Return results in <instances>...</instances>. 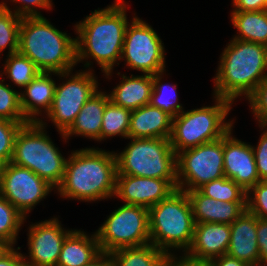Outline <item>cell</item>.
I'll list each match as a JSON object with an SVG mask.
<instances>
[{"label": "cell", "instance_id": "9", "mask_svg": "<svg viewBox=\"0 0 267 266\" xmlns=\"http://www.w3.org/2000/svg\"><path fill=\"white\" fill-rule=\"evenodd\" d=\"M102 252L150 243L149 210L124 204L111 212L95 232Z\"/></svg>", "mask_w": 267, "mask_h": 266}, {"label": "cell", "instance_id": "4", "mask_svg": "<svg viewBox=\"0 0 267 266\" xmlns=\"http://www.w3.org/2000/svg\"><path fill=\"white\" fill-rule=\"evenodd\" d=\"M18 52L41 72L54 75L73 70L76 38L55 28L45 17H24L19 28Z\"/></svg>", "mask_w": 267, "mask_h": 266}, {"label": "cell", "instance_id": "27", "mask_svg": "<svg viewBox=\"0 0 267 266\" xmlns=\"http://www.w3.org/2000/svg\"><path fill=\"white\" fill-rule=\"evenodd\" d=\"M131 112L109 101L104 109L100 141L117 135L128 138Z\"/></svg>", "mask_w": 267, "mask_h": 266}, {"label": "cell", "instance_id": "19", "mask_svg": "<svg viewBox=\"0 0 267 266\" xmlns=\"http://www.w3.org/2000/svg\"><path fill=\"white\" fill-rule=\"evenodd\" d=\"M187 194L196 224H232L247 209V202L216 201L203 195L199 190L187 191Z\"/></svg>", "mask_w": 267, "mask_h": 266}, {"label": "cell", "instance_id": "3", "mask_svg": "<svg viewBox=\"0 0 267 266\" xmlns=\"http://www.w3.org/2000/svg\"><path fill=\"white\" fill-rule=\"evenodd\" d=\"M221 53L214 78L216 97L230 100L247 99L267 76V46L232 39Z\"/></svg>", "mask_w": 267, "mask_h": 266}, {"label": "cell", "instance_id": "31", "mask_svg": "<svg viewBox=\"0 0 267 266\" xmlns=\"http://www.w3.org/2000/svg\"><path fill=\"white\" fill-rule=\"evenodd\" d=\"M203 195L222 202H247V192L232 179L222 177L198 189Z\"/></svg>", "mask_w": 267, "mask_h": 266}, {"label": "cell", "instance_id": "28", "mask_svg": "<svg viewBox=\"0 0 267 266\" xmlns=\"http://www.w3.org/2000/svg\"><path fill=\"white\" fill-rule=\"evenodd\" d=\"M3 67L0 78H2V74H7L6 78L11 79L15 85L22 88L27 86L41 72L27 56L19 52L7 55Z\"/></svg>", "mask_w": 267, "mask_h": 266}, {"label": "cell", "instance_id": "1", "mask_svg": "<svg viewBox=\"0 0 267 266\" xmlns=\"http://www.w3.org/2000/svg\"><path fill=\"white\" fill-rule=\"evenodd\" d=\"M126 2L115 0L105 9L94 10L83 21L75 24L76 62L90 57L101 67L104 76L110 79L113 67L121 60L124 36L129 24Z\"/></svg>", "mask_w": 267, "mask_h": 266}, {"label": "cell", "instance_id": "33", "mask_svg": "<svg viewBox=\"0 0 267 266\" xmlns=\"http://www.w3.org/2000/svg\"><path fill=\"white\" fill-rule=\"evenodd\" d=\"M4 81L5 79L0 80V118L23 125L28 123L20 106V92L11 89V85L5 84Z\"/></svg>", "mask_w": 267, "mask_h": 266}, {"label": "cell", "instance_id": "25", "mask_svg": "<svg viewBox=\"0 0 267 266\" xmlns=\"http://www.w3.org/2000/svg\"><path fill=\"white\" fill-rule=\"evenodd\" d=\"M231 21L238 30L234 39L267 46V10L231 11Z\"/></svg>", "mask_w": 267, "mask_h": 266}, {"label": "cell", "instance_id": "30", "mask_svg": "<svg viewBox=\"0 0 267 266\" xmlns=\"http://www.w3.org/2000/svg\"><path fill=\"white\" fill-rule=\"evenodd\" d=\"M4 2L0 3V54L8 47V55L18 52L19 28L22 21ZM1 56V55H0Z\"/></svg>", "mask_w": 267, "mask_h": 266}, {"label": "cell", "instance_id": "18", "mask_svg": "<svg viewBox=\"0 0 267 266\" xmlns=\"http://www.w3.org/2000/svg\"><path fill=\"white\" fill-rule=\"evenodd\" d=\"M256 228L257 216L246 209L230 224L231 237L226 254L249 266H260Z\"/></svg>", "mask_w": 267, "mask_h": 266}, {"label": "cell", "instance_id": "40", "mask_svg": "<svg viewBox=\"0 0 267 266\" xmlns=\"http://www.w3.org/2000/svg\"><path fill=\"white\" fill-rule=\"evenodd\" d=\"M233 11L267 10V0H232Z\"/></svg>", "mask_w": 267, "mask_h": 266}, {"label": "cell", "instance_id": "29", "mask_svg": "<svg viewBox=\"0 0 267 266\" xmlns=\"http://www.w3.org/2000/svg\"><path fill=\"white\" fill-rule=\"evenodd\" d=\"M163 74L164 71L153 75V91L149 104L176 117L183 111V106L178 102L177 84H162Z\"/></svg>", "mask_w": 267, "mask_h": 266}, {"label": "cell", "instance_id": "6", "mask_svg": "<svg viewBox=\"0 0 267 266\" xmlns=\"http://www.w3.org/2000/svg\"><path fill=\"white\" fill-rule=\"evenodd\" d=\"M46 123L41 118L21 126L10 162L30 169L56 189L62 182L67 159L45 132Z\"/></svg>", "mask_w": 267, "mask_h": 266}, {"label": "cell", "instance_id": "38", "mask_svg": "<svg viewBox=\"0 0 267 266\" xmlns=\"http://www.w3.org/2000/svg\"><path fill=\"white\" fill-rule=\"evenodd\" d=\"M260 128L265 131L261 134L258 145L252 146V149L260 181H267V126Z\"/></svg>", "mask_w": 267, "mask_h": 266}, {"label": "cell", "instance_id": "21", "mask_svg": "<svg viewBox=\"0 0 267 266\" xmlns=\"http://www.w3.org/2000/svg\"><path fill=\"white\" fill-rule=\"evenodd\" d=\"M109 101L106 92H95L81 108L72 125L64 133L59 132L65 142L72 135L100 141L104 109Z\"/></svg>", "mask_w": 267, "mask_h": 266}, {"label": "cell", "instance_id": "32", "mask_svg": "<svg viewBox=\"0 0 267 266\" xmlns=\"http://www.w3.org/2000/svg\"><path fill=\"white\" fill-rule=\"evenodd\" d=\"M26 218L2 195H0V239L16 244L20 228Z\"/></svg>", "mask_w": 267, "mask_h": 266}, {"label": "cell", "instance_id": "45", "mask_svg": "<svg viewBox=\"0 0 267 266\" xmlns=\"http://www.w3.org/2000/svg\"><path fill=\"white\" fill-rule=\"evenodd\" d=\"M12 248L13 246L10 243L3 239H0V259L5 256Z\"/></svg>", "mask_w": 267, "mask_h": 266}, {"label": "cell", "instance_id": "41", "mask_svg": "<svg viewBox=\"0 0 267 266\" xmlns=\"http://www.w3.org/2000/svg\"><path fill=\"white\" fill-rule=\"evenodd\" d=\"M21 247H13L5 256L0 259V266H25L23 253L18 252Z\"/></svg>", "mask_w": 267, "mask_h": 266}, {"label": "cell", "instance_id": "46", "mask_svg": "<svg viewBox=\"0 0 267 266\" xmlns=\"http://www.w3.org/2000/svg\"><path fill=\"white\" fill-rule=\"evenodd\" d=\"M3 167H4V163L0 160V175L2 173Z\"/></svg>", "mask_w": 267, "mask_h": 266}, {"label": "cell", "instance_id": "39", "mask_svg": "<svg viewBox=\"0 0 267 266\" xmlns=\"http://www.w3.org/2000/svg\"><path fill=\"white\" fill-rule=\"evenodd\" d=\"M256 232L259 246L260 266H267V219L257 217Z\"/></svg>", "mask_w": 267, "mask_h": 266}, {"label": "cell", "instance_id": "7", "mask_svg": "<svg viewBox=\"0 0 267 266\" xmlns=\"http://www.w3.org/2000/svg\"><path fill=\"white\" fill-rule=\"evenodd\" d=\"M215 105L182 111L172 119L170 144L176 154L222 138L233 128L226 117L232 108L230 100L216 97Z\"/></svg>", "mask_w": 267, "mask_h": 266}, {"label": "cell", "instance_id": "36", "mask_svg": "<svg viewBox=\"0 0 267 266\" xmlns=\"http://www.w3.org/2000/svg\"><path fill=\"white\" fill-rule=\"evenodd\" d=\"M252 114L259 126H267V76L259 83L254 92L247 98Z\"/></svg>", "mask_w": 267, "mask_h": 266}, {"label": "cell", "instance_id": "23", "mask_svg": "<svg viewBox=\"0 0 267 266\" xmlns=\"http://www.w3.org/2000/svg\"><path fill=\"white\" fill-rule=\"evenodd\" d=\"M122 80L108 94L109 100L131 111L150 103L153 91V75L121 76Z\"/></svg>", "mask_w": 267, "mask_h": 266}, {"label": "cell", "instance_id": "15", "mask_svg": "<svg viewBox=\"0 0 267 266\" xmlns=\"http://www.w3.org/2000/svg\"><path fill=\"white\" fill-rule=\"evenodd\" d=\"M230 129L223 136L224 175L248 192L260 181L252 145L238 140Z\"/></svg>", "mask_w": 267, "mask_h": 266}, {"label": "cell", "instance_id": "5", "mask_svg": "<svg viewBox=\"0 0 267 266\" xmlns=\"http://www.w3.org/2000/svg\"><path fill=\"white\" fill-rule=\"evenodd\" d=\"M148 210L150 243L169 256H173L174 249L185 253L196 224L187 192L177 189Z\"/></svg>", "mask_w": 267, "mask_h": 266}, {"label": "cell", "instance_id": "10", "mask_svg": "<svg viewBox=\"0 0 267 266\" xmlns=\"http://www.w3.org/2000/svg\"><path fill=\"white\" fill-rule=\"evenodd\" d=\"M85 62L84 67L88 70H79L74 75L71 73L73 70L57 73L66 82L56 85L53 102L46 115L58 132L64 133L72 125L84 104L98 91L97 78L89 67L91 61Z\"/></svg>", "mask_w": 267, "mask_h": 266}, {"label": "cell", "instance_id": "20", "mask_svg": "<svg viewBox=\"0 0 267 266\" xmlns=\"http://www.w3.org/2000/svg\"><path fill=\"white\" fill-rule=\"evenodd\" d=\"M51 72H40L20 93V106L29 122H38L42 112L45 115L51 108L56 83Z\"/></svg>", "mask_w": 267, "mask_h": 266}, {"label": "cell", "instance_id": "13", "mask_svg": "<svg viewBox=\"0 0 267 266\" xmlns=\"http://www.w3.org/2000/svg\"><path fill=\"white\" fill-rule=\"evenodd\" d=\"M54 188L26 167L11 162L4 164L0 175V195L25 218Z\"/></svg>", "mask_w": 267, "mask_h": 266}, {"label": "cell", "instance_id": "17", "mask_svg": "<svg viewBox=\"0 0 267 266\" xmlns=\"http://www.w3.org/2000/svg\"><path fill=\"white\" fill-rule=\"evenodd\" d=\"M230 237V224H195L192 243L182 257L191 262L208 264L227 253Z\"/></svg>", "mask_w": 267, "mask_h": 266}, {"label": "cell", "instance_id": "26", "mask_svg": "<svg viewBox=\"0 0 267 266\" xmlns=\"http://www.w3.org/2000/svg\"><path fill=\"white\" fill-rule=\"evenodd\" d=\"M113 266H165L170 257L151 243L110 252Z\"/></svg>", "mask_w": 267, "mask_h": 266}, {"label": "cell", "instance_id": "34", "mask_svg": "<svg viewBox=\"0 0 267 266\" xmlns=\"http://www.w3.org/2000/svg\"><path fill=\"white\" fill-rule=\"evenodd\" d=\"M23 124L0 118V160L7 164L11 161L14 140Z\"/></svg>", "mask_w": 267, "mask_h": 266}, {"label": "cell", "instance_id": "2", "mask_svg": "<svg viewBox=\"0 0 267 266\" xmlns=\"http://www.w3.org/2000/svg\"><path fill=\"white\" fill-rule=\"evenodd\" d=\"M117 159L115 152L99 148L72 151L66 161L60 197L92 202L115 196Z\"/></svg>", "mask_w": 267, "mask_h": 266}, {"label": "cell", "instance_id": "14", "mask_svg": "<svg viewBox=\"0 0 267 266\" xmlns=\"http://www.w3.org/2000/svg\"><path fill=\"white\" fill-rule=\"evenodd\" d=\"M72 231L64 229L56 217L30 225L24 265L57 266L63 242Z\"/></svg>", "mask_w": 267, "mask_h": 266}, {"label": "cell", "instance_id": "37", "mask_svg": "<svg viewBox=\"0 0 267 266\" xmlns=\"http://www.w3.org/2000/svg\"><path fill=\"white\" fill-rule=\"evenodd\" d=\"M12 3L17 4L19 2V7L16 6L15 10L12 11L20 18L24 17H42V14L38 11L39 9L52 10V0H10ZM22 6V7H21ZM17 8V9H16Z\"/></svg>", "mask_w": 267, "mask_h": 266}, {"label": "cell", "instance_id": "35", "mask_svg": "<svg viewBox=\"0 0 267 266\" xmlns=\"http://www.w3.org/2000/svg\"><path fill=\"white\" fill-rule=\"evenodd\" d=\"M247 210L258 218L267 219V181L257 182L247 192Z\"/></svg>", "mask_w": 267, "mask_h": 266}, {"label": "cell", "instance_id": "12", "mask_svg": "<svg viewBox=\"0 0 267 266\" xmlns=\"http://www.w3.org/2000/svg\"><path fill=\"white\" fill-rule=\"evenodd\" d=\"M162 42L148 23L134 16L125 31L121 59L129 68L144 74L163 72L166 61Z\"/></svg>", "mask_w": 267, "mask_h": 266}, {"label": "cell", "instance_id": "8", "mask_svg": "<svg viewBox=\"0 0 267 266\" xmlns=\"http://www.w3.org/2000/svg\"><path fill=\"white\" fill-rule=\"evenodd\" d=\"M131 142L115 153L117 174L167 179L177 189V154L169 139L128 138Z\"/></svg>", "mask_w": 267, "mask_h": 266}, {"label": "cell", "instance_id": "43", "mask_svg": "<svg viewBox=\"0 0 267 266\" xmlns=\"http://www.w3.org/2000/svg\"><path fill=\"white\" fill-rule=\"evenodd\" d=\"M179 257L177 258L176 255L170 256L167 259L165 266H208L207 263H195V262L186 260L182 256H179Z\"/></svg>", "mask_w": 267, "mask_h": 266}, {"label": "cell", "instance_id": "44", "mask_svg": "<svg viewBox=\"0 0 267 266\" xmlns=\"http://www.w3.org/2000/svg\"><path fill=\"white\" fill-rule=\"evenodd\" d=\"M85 266H113V262L110 253L102 252L92 262Z\"/></svg>", "mask_w": 267, "mask_h": 266}, {"label": "cell", "instance_id": "16", "mask_svg": "<svg viewBox=\"0 0 267 266\" xmlns=\"http://www.w3.org/2000/svg\"><path fill=\"white\" fill-rule=\"evenodd\" d=\"M177 190L167 179L116 175L115 196L124 204L150 208Z\"/></svg>", "mask_w": 267, "mask_h": 266}, {"label": "cell", "instance_id": "42", "mask_svg": "<svg viewBox=\"0 0 267 266\" xmlns=\"http://www.w3.org/2000/svg\"><path fill=\"white\" fill-rule=\"evenodd\" d=\"M208 266H249L247 263L240 261L234 257L224 254L211 260Z\"/></svg>", "mask_w": 267, "mask_h": 266}, {"label": "cell", "instance_id": "22", "mask_svg": "<svg viewBox=\"0 0 267 266\" xmlns=\"http://www.w3.org/2000/svg\"><path fill=\"white\" fill-rule=\"evenodd\" d=\"M173 117L150 104L131 112L128 138L170 139Z\"/></svg>", "mask_w": 267, "mask_h": 266}, {"label": "cell", "instance_id": "24", "mask_svg": "<svg viewBox=\"0 0 267 266\" xmlns=\"http://www.w3.org/2000/svg\"><path fill=\"white\" fill-rule=\"evenodd\" d=\"M102 253L96 234L73 230L64 240L57 266H85Z\"/></svg>", "mask_w": 267, "mask_h": 266}, {"label": "cell", "instance_id": "11", "mask_svg": "<svg viewBox=\"0 0 267 266\" xmlns=\"http://www.w3.org/2000/svg\"><path fill=\"white\" fill-rule=\"evenodd\" d=\"M225 177L223 137L177 154V189L198 190L204 184Z\"/></svg>", "mask_w": 267, "mask_h": 266}]
</instances>
